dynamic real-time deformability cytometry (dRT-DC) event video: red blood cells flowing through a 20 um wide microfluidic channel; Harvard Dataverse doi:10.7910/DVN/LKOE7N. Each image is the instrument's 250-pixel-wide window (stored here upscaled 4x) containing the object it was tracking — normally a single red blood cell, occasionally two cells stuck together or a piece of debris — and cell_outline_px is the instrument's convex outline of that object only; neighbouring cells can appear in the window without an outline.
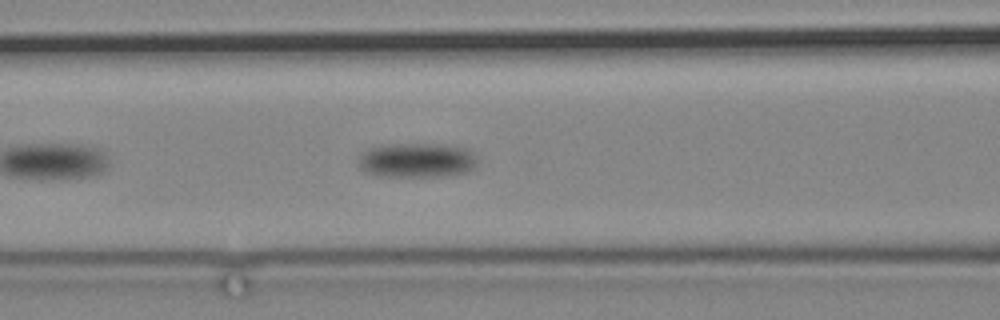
{"species": "common noctule bat (a hibernating species)", "species_latin": "Nyctalus noctula", "temperature_condition": "cold", "stored_images_in_passage": 13, "camera_frame_rate_fps": 3000, "um_per_image_px": 0.085, "animal": {"sex": "male", "body_mass_g": 19.2, "forearm_length_mm": 51.8}, "frame": {"image": 1, "passage_image": 13, "time_ms": 15.0, "image_size_px": [1000, 320], "cell_outline_px": [[476, 164], [468, 172], [440, 176], [376, 176], [360, 168], [360, 156], [368, 148], [388, 144], [448, 144], [468, 148], [476, 156]], "centroid_in_image_um": [35.47, 13.61], "position_along_channel_um": 131.1, "area_um2": 23.99}}